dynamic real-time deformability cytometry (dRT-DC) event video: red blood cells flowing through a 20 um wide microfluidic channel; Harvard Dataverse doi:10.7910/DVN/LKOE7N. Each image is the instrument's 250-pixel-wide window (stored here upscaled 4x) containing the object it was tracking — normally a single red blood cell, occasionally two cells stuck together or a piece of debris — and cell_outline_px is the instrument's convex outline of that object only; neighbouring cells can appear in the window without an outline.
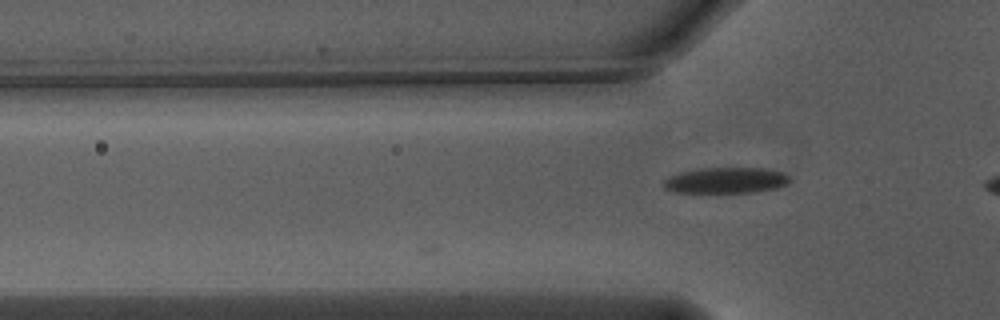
{"species": "Egyptian fruit bat (a non-hibernating species)", "species_latin": "Rousettus aegyptiacus", "temperature_condition": "warm", "stored_images_in_passage": 2, "camera_frame_rate_fps": 3000, "um_per_image_px": 0.085, "animal": {"sex": "male"}, "frame": {"image": 1, "passage_image": 2, "time_ms": 0.333, "image_size_px": [1000, 320], "cell_outline_px": [[792, 180], [788, 184], [776, 188], [752, 192], [676, 192], [664, 188], [664, 180], [668, 176], [680, 172], [700, 168], [764, 168], [784, 172]], "centroid_in_image_um": [61.73, 15.32], "position_along_channel_um": 64.1, "area_um2": 19.02}}